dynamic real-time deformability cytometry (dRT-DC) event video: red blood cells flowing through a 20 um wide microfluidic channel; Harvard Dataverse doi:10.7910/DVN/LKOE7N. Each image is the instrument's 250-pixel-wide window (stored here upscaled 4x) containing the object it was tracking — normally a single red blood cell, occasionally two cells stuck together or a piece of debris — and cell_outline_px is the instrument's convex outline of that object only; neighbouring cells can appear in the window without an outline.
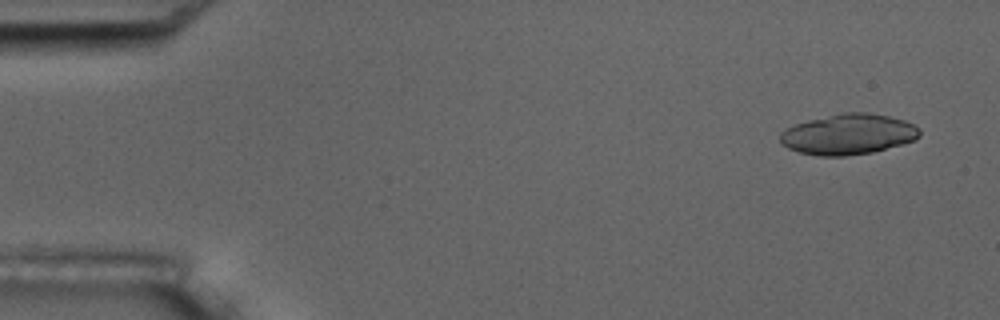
{"species": "common noctule bat (a hibernating species)", "species_latin": "Nyctalus noctula", "temperature_condition": "room temperature", "stored_images_in_passage": 5, "camera_frame_rate_fps": 3000, "um_per_image_px": 0.085, "animal": {"sex": "male", "body_mass_g": 17.5, "forearm_length_mm": 52.3}, "frame": {"image": 1, "passage_image": 1, "time_ms": 0.0, "image_size_px": [1000, 320], "cell_outline_px": [[920, 136], [916, 140], [872, 152], [844, 156], [820, 156], [800, 152], [788, 148], [780, 140], [780, 132], [796, 124], [808, 120], [844, 112], [868, 112], [888, 116], [904, 120], [920, 128]], "centroid_in_image_um": [72.13, 11.41], "position_along_channel_um": 12.9, "area_um2": 32.77}}